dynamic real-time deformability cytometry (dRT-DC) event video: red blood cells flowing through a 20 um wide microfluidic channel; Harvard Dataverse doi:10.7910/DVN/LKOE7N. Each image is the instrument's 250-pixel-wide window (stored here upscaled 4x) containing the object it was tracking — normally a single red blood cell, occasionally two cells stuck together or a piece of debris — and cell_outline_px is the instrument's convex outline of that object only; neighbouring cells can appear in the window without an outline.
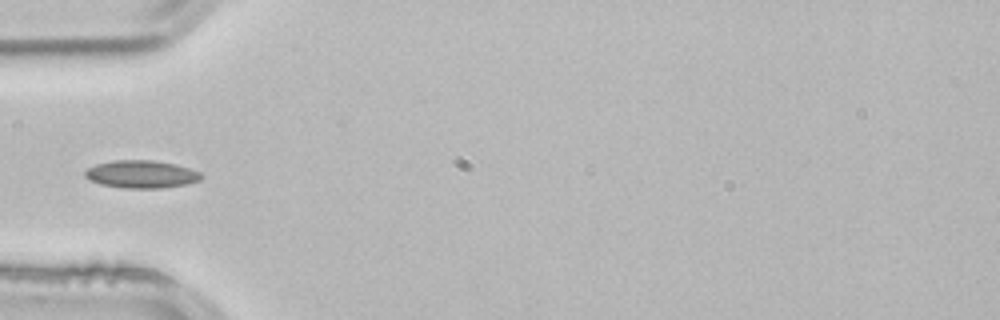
{"species": "common noctule bat (a hibernating species)", "species_latin": "Nyctalus noctula", "temperature_condition": "room temperature", "stored_images_in_passage": 3, "camera_frame_rate_fps": 3000, "um_per_image_px": 0.085, "animal": {"sex": "male", "body_mass_g": 21.5, "forearm_length_mm": 52.0}, "frame": {"image": 1, "passage_image": 3, "time_ms": 0.667, "image_size_px": [1000, 320], "cell_outline_px": [[204, 176], [200, 180], [184, 184], [160, 188], [124, 188], [100, 184], [88, 180], [84, 176], [84, 172], [88, 168], [96, 164], [112, 160], [152, 160], [176, 164], [200, 172]], "centroid_in_image_um": [11.98, 14.8], "position_along_channel_um": 73.0, "area_um2": 18.79}}